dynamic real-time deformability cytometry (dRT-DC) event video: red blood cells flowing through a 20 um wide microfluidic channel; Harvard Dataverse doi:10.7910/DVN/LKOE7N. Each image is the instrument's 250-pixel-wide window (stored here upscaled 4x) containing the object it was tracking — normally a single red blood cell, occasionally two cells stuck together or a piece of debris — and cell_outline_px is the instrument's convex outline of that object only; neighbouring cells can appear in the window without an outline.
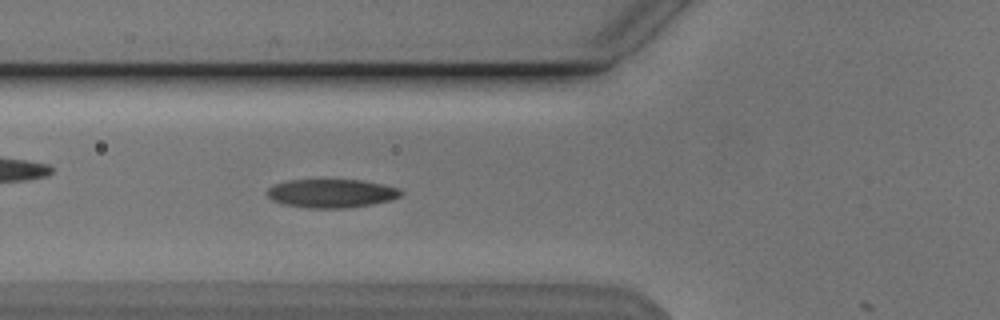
{"species": "Egyptian fruit bat (a non-hibernating species)", "species_latin": "Rousettus aegyptiacus", "temperature_condition": "cold", "stored_images_in_passage": 37, "camera_frame_rate_fps": 3000, "um_per_image_px": 0.085, "animal": {"sex": "male"}, "frame": {"image": 1, "passage_image": 8, "time_ms": 2.333, "image_size_px": [1000, 320], "cell_outline_px": [[404, 192], [400, 196], [392, 200], [372, 204], [344, 208], [308, 208], [284, 204], [272, 200], [268, 196], [268, 188], [276, 184], [292, 180], [360, 180], [384, 184], [400, 188]], "centroid_in_image_um": [28.23, 16.44], "position_along_channel_um": 97.6, "area_um2": 22.2}}
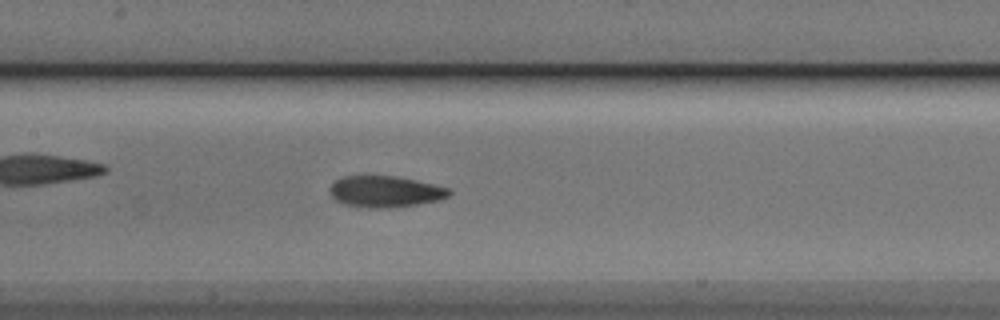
{"frame": {"image": 2, "passage_image": 14, "time_ms": 4.333, "image_size_px": [1000, 320], "cell_outline_px": [[452, 192], [448, 196], [440, 200], [420, 204], [388, 208], [368, 208], [344, 204], [336, 200], [328, 192], [328, 188], [340, 176], [396, 176], [416, 180], [452, 188]], "centroid_in_image_um": [32.76, 16.28], "position_along_channel_um": 174.6, "area_um2": 22.08}}
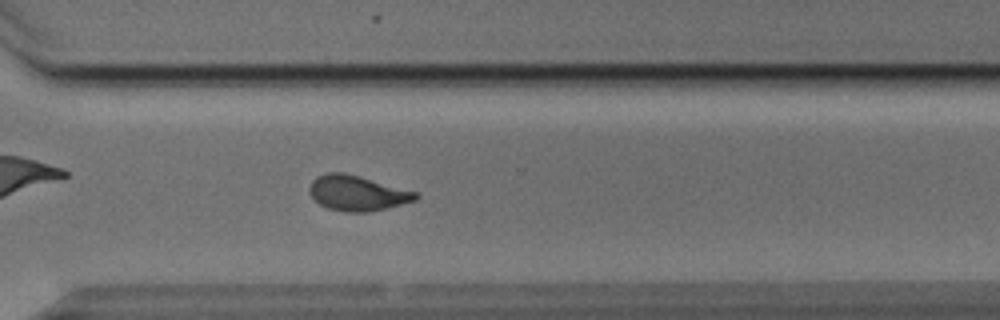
{"frame": {"image": 3, "passage_image": 27, "time_ms": 8.667, "image_size_px": [1000, 320], "cell_outline_px": [[420, 196], [416, 200], [368, 212], [344, 212], [328, 208], [320, 204], [308, 192], [308, 188], [312, 180], [316, 176], [328, 172], [344, 172], [360, 176], [420, 192]], "centroid_in_image_um": [30.37, 16.4], "position_along_channel_um": 340.2, "area_um2": 21.96}, "authors_computed_cell_mechanics": {"area_um2": 22.1952, "velocity_mm_per_s": 3.8304, "shape_relaxation_time_tau1_ms": 3.3655, "shape_relaxation_time_tau2_ms": 1.6212, "deformation_change_tau1": 0.1321, "deformation_change_tau2": 0.0727}}